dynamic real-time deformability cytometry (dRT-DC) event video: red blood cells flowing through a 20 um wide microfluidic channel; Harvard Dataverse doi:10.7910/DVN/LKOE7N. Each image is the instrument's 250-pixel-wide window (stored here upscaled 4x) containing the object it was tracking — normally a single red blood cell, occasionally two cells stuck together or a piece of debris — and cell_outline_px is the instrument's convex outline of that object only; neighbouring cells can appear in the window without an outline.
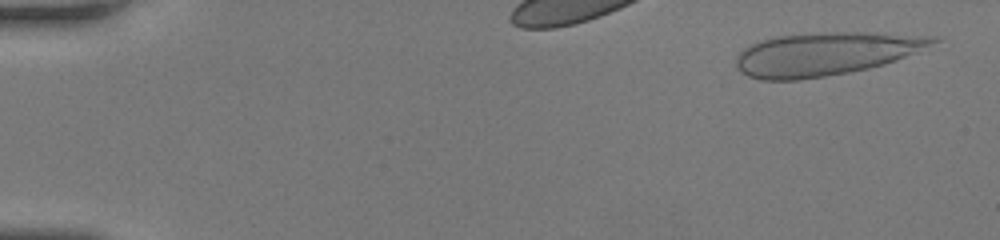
{"species": "human", "species_latin": "Homo sapiens", "temperature_condition": "room temperature", "stored_images_in_passage": 32, "camera_frame_rate_fps": 3000, "um_per_image_px": 0.085, "donor": {"sex": "female"}, "frame": {"image": 1, "passage_image": 1, "time_ms": 0.0, "image_size_px": [1000, 240], "cell_outline_px": [[940, 40], [896, 60], [884, 64], [868, 68], [848, 72], [824, 76], [796, 80], [760, 80], [748, 76], [740, 72], [736, 68], [736, 56], [744, 48], [752, 44], [776, 36], [832, 32], [868, 32], [940, 36]], "centroid_in_image_um": [70.15, 4.57], "position_along_channel_um": 14.9, "area_um2": 49.13}}
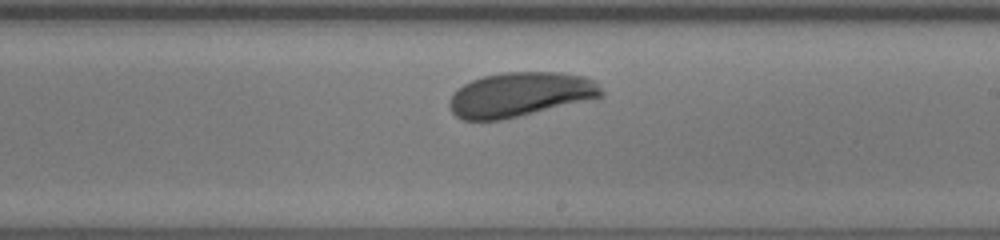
{"frame": {"image": 2, "passage_image": 21, "time_ms": 6.667, "image_size_px": [1000, 240], "cell_outline_px": [[604, 96], [500, 120], [464, 120], [456, 116], [452, 112], [448, 104], [448, 100], [452, 92], [456, 88], [472, 80], [484, 76], [504, 72], [556, 72], [584, 76], [596, 80], [604, 92]], "centroid_in_image_um": [44.18, 8.02], "position_along_channel_um": 244.8, "area_um2": 39.3}}
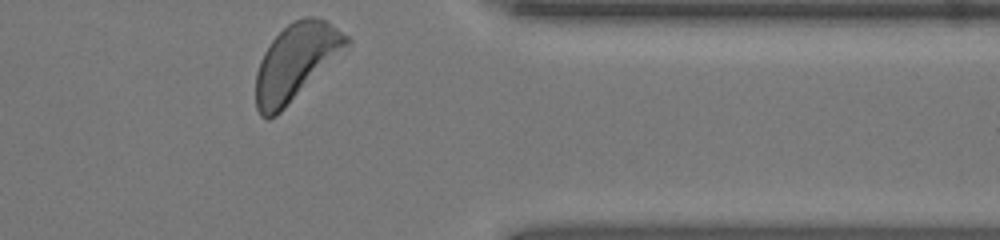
{"frame": {"image": 3, "passage_image": 32, "time_ms": 10.333, "image_size_px": [1000, 240], "cell_outline_px": [[352, 44], [276, 116], [268, 120], [260, 116], [256, 108], [256, 72], [260, 60], [264, 52], [272, 40], [288, 24], [304, 16], [312, 16], [324, 20], [348, 36], [352, 40]], "centroid_in_image_um": [25.15, 5.28], "position_along_channel_um": 386.2, "area_um2": 40.17}, "authors_computed_cell_mechanics": {"area_um2": 39.5352, "velocity_mm_per_s": 4.1199, "shape_relaxation_time_tau1_ms": 3.3019, "shape_relaxation_time_tau2_ms": null, "deformation_change_tau1": 0.1381, "deformation_change_tau2": null}}